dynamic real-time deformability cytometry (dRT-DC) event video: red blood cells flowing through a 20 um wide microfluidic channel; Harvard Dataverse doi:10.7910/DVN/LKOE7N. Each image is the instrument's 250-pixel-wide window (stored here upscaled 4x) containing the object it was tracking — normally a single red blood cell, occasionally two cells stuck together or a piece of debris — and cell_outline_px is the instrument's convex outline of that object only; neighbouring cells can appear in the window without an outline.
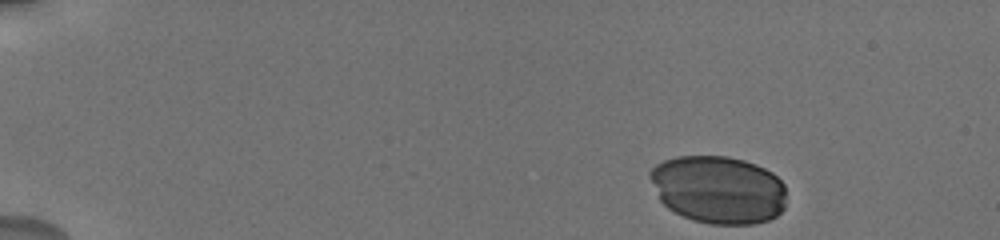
{"species": "human", "species_latin": "Homo sapiens", "temperature_condition": "cold", "stored_images_in_passage": 26, "camera_frame_rate_fps": 3000, "um_per_image_px": 0.085, "donor": {"sex": "male"}, "frame": {"image": 1, "passage_image": 1, "time_ms": 0.0, "image_size_px": [1000, 240], "cell_outline_px": [[784, 208], [776, 216], [768, 220], [752, 224], [708, 224], [692, 220], [668, 208], [660, 200], [648, 176], [648, 172], [656, 164], [664, 160], [676, 156], [728, 156], [744, 160], [756, 164], [772, 172], [784, 184]], "centroid_in_image_um": [61.04, 16.1], "position_along_channel_um": 24.0, "area_um2": 54.04}}
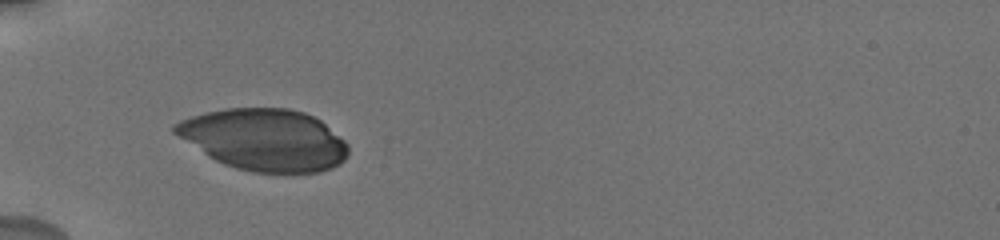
{"frame": {"image": 2, "passage_image": 20, "time_ms": 4.0, "image_size_px": [1000, 240], "cell_outline_px": [[348, 152], [344, 160], [340, 164], [332, 168], [320, 172], [252, 172], [236, 168], [224, 164], [208, 156], [172, 132], [172, 124], [180, 120], [204, 112], [224, 108], [288, 108], [304, 112], [320, 120], [344, 140], [348, 144]], "centroid_in_image_um": [22.46, 11.87], "position_along_channel_um": 62.5, "area_um2": 62.25}}